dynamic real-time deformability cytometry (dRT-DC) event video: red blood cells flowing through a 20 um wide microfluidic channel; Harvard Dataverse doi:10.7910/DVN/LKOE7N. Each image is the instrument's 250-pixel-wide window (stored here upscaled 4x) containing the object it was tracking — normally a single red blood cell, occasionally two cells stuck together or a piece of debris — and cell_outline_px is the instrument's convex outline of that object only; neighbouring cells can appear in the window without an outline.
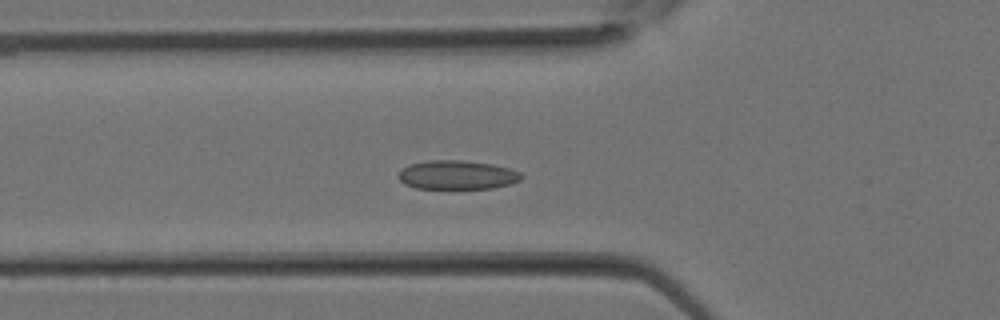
{"species": "Egyptian fruit bat (a non-hibernating species)", "species_latin": "Rousettus aegyptiacus", "temperature_condition": "room temperature", "stored_images_in_passage": 26, "camera_frame_rate_fps": 3000, "um_per_image_px": 0.085, "animal": {"sex": "female"}, "frame": {"image": 1, "passage_image": 6, "time_ms": 1.667, "image_size_px": [1000, 320], "cell_outline_px": [[524, 176], [520, 180], [508, 184], [492, 188], [416, 188], [404, 184], [396, 176], [408, 164], [428, 160], [460, 160], [492, 164], [508, 168], [520, 172]], "centroid_in_image_um": [38.83, 14.86], "position_along_channel_um": 87.0, "area_um2": 20.63}}
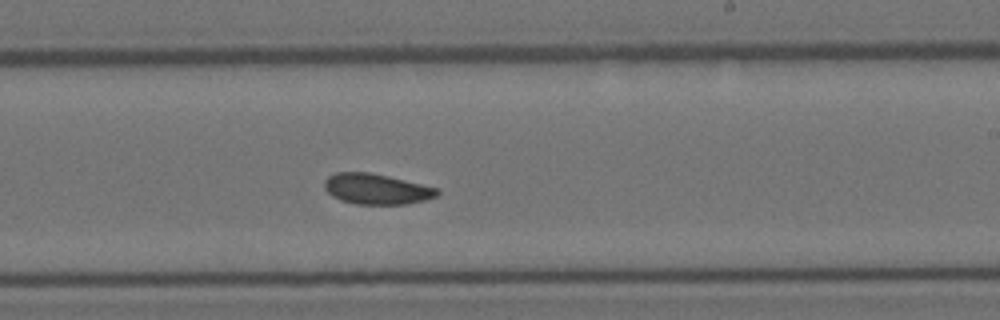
{"frame": {"image": 2, "passage_image": 14, "time_ms": 4.333, "image_size_px": [1000, 320], "cell_outline_px": [[440, 192], [436, 196], [424, 200], [408, 204], [356, 204], [340, 200], [332, 196], [324, 188], [324, 180], [328, 176], [336, 172], [368, 172], [388, 176], [436, 188]], "centroid_in_image_um": [31.95, 16.07], "position_along_channel_um": 257.0, "area_um2": 19.94}}
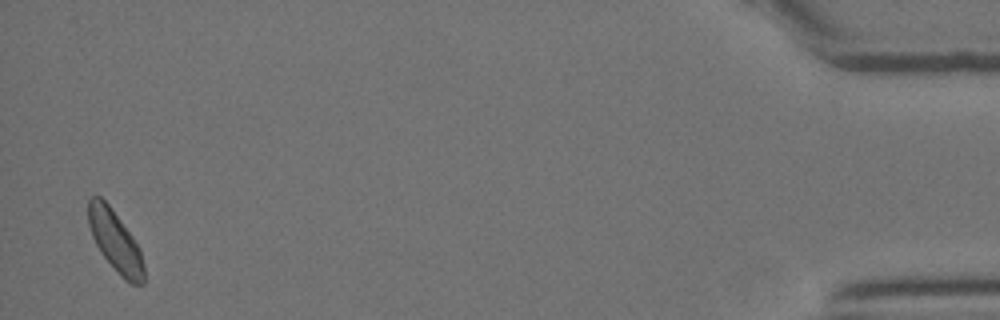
{"frame": {"image": 3, "passage_image": 26, "time_ms": 8.333, "image_size_px": [1000, 320], "cell_outline_px": [[144, 284], [132, 284], [124, 280], [100, 252], [92, 236], [88, 224], [88, 196], [100, 196], [108, 204], [132, 236], [140, 248], [144, 268]], "centroid_in_image_um": [9.79, 20.5], "position_along_channel_um": 425.4, "area_um2": 19.65}}